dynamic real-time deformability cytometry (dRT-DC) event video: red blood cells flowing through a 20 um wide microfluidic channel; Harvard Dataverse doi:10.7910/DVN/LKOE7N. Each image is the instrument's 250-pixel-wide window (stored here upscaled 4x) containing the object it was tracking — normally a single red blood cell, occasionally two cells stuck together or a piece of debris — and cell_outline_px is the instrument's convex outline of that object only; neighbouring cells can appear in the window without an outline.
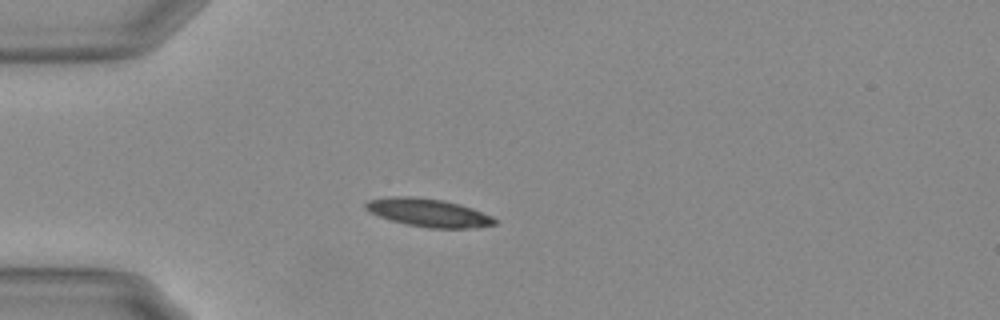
{"species": "Egyptian fruit bat (a non-hibernating species)", "species_latin": "Rousettus aegyptiacus", "temperature_condition": "warm", "stored_images_in_passage": 29, "camera_frame_rate_fps": 3000, "um_per_image_px": 0.085, "animal": {"sex": "female"}, "frame": {"image": 1, "passage_image": 1, "time_ms": 0.0, "image_size_px": [1000, 320], "cell_outline_px": [[496, 224], [476, 228], [428, 228], [408, 224], [392, 220], [368, 212], [364, 208], [364, 204], [368, 200], [388, 196], [412, 196], [444, 200], [460, 204], [472, 208], [492, 216], [496, 220]], "centroid_in_image_um": [36.41, 18.07], "position_along_channel_um": 48.6, "area_um2": 21.21}}
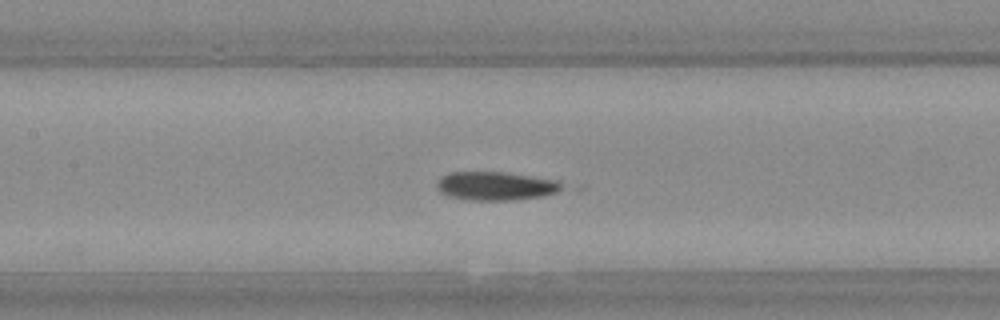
{"frame": {"image": 2, "passage_image": 12, "time_ms": 3.667, "image_size_px": [1000, 320], "cell_outline_px": [[564, 188], [556, 192], [540, 196], [516, 200], [468, 200], [448, 196], [440, 192], [436, 188], [436, 184], [440, 176], [452, 172], [504, 172], [556, 180]], "centroid_in_image_um": [42.07, 15.81], "position_along_channel_um": 165.3, "area_um2": 20.75}}
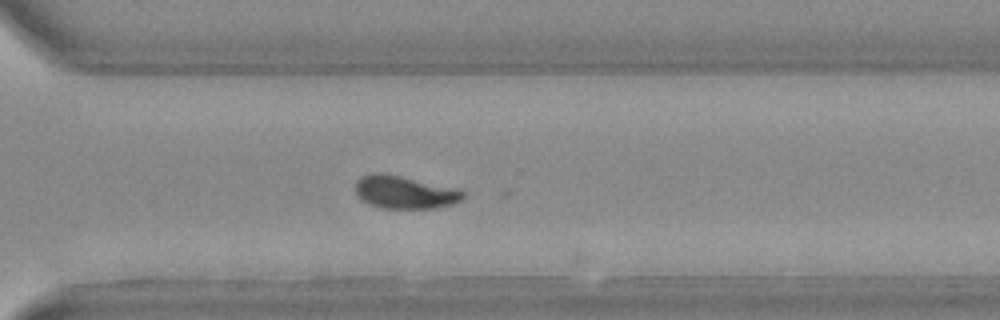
{"frame": {"image": 3, "passage_image": 26, "time_ms": 8.333, "image_size_px": [1000, 320], "cell_outline_px": [[464, 196], [460, 200], [452, 204], [436, 208], [380, 208], [368, 204], [360, 200], [356, 192], [356, 180], [360, 176], [372, 172], [376, 172], [400, 176], [464, 192]], "centroid_in_image_um": [34.27, 16.35], "position_along_channel_um": 336.3, "area_um2": 20.11}}